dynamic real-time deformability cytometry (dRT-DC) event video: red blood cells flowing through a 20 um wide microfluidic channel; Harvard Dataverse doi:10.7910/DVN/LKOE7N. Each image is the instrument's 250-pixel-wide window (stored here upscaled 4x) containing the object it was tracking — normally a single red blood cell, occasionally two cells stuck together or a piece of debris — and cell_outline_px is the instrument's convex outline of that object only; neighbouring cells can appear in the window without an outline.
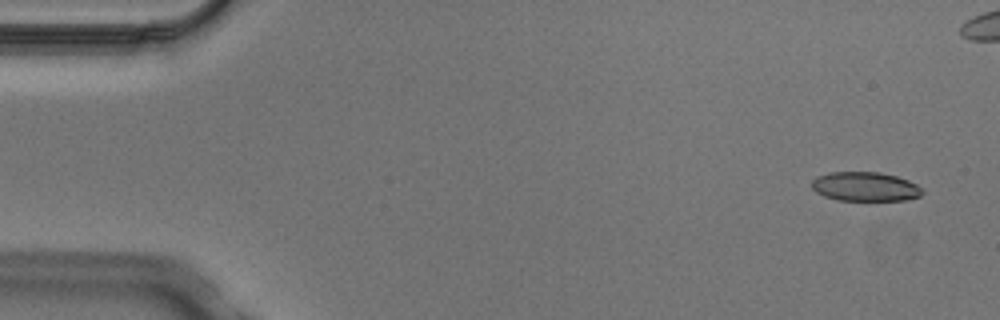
{"species": "Egyptian fruit bat (a non-hibernating species)", "species_latin": "Rousettus aegyptiacus", "temperature_condition": "cold", "stored_images_in_passage": 8, "camera_frame_rate_fps": 3000, "um_per_image_px": 0.085, "animal": {"sex": "male"}, "frame": {"image": 1, "passage_image": 1, "time_ms": 0.0, "image_size_px": [1000, 320], "cell_outline_px": [[924, 192], [920, 196], [904, 200], [836, 200], [824, 196], [816, 192], [812, 188], [812, 180], [816, 176], [832, 172], [880, 172], [896, 176], [908, 180], [924, 188]], "centroid_in_image_um": [73.55, 15.86], "position_along_channel_um": 11.5, "area_um2": 18.9}}
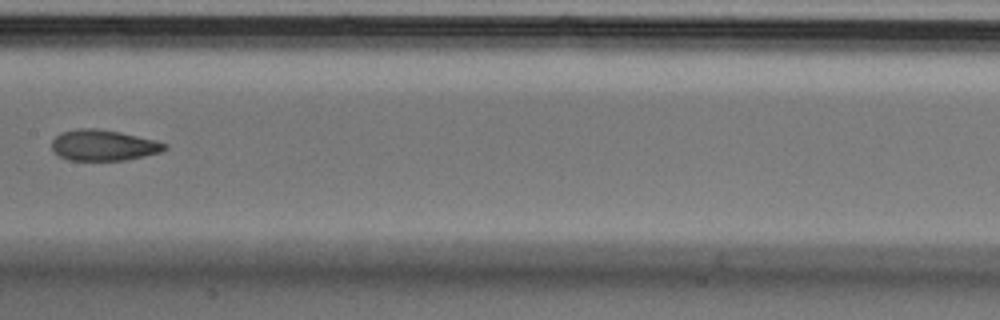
{"frame": {"image": 2, "passage_image": 7, "time_ms": 2.0, "image_size_px": [1000, 320], "cell_outline_px": [[168, 148], [160, 152], [128, 160], [68, 160], [52, 152], [52, 140], [60, 132], [76, 128], [96, 128], [120, 132], [156, 140], [168, 144]], "centroid_in_image_um": [8.78, 12.34], "position_along_channel_um": 198.6, "area_um2": 20.52}}
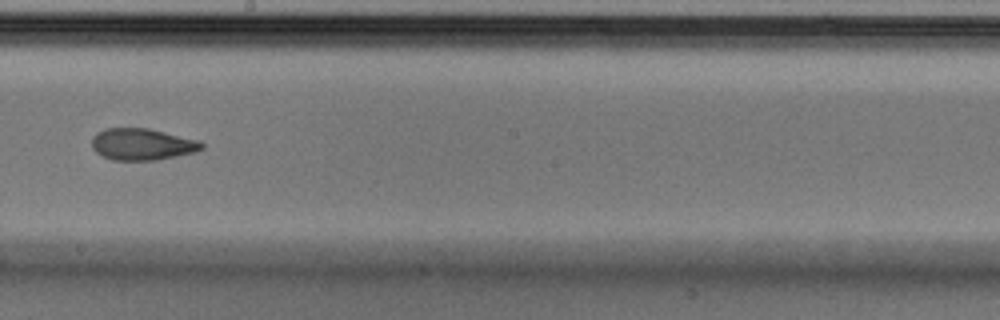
{"frame": {"image": 3, "passage_image": 8, "time_ms": 2.333, "image_size_px": [1000, 320], "cell_outline_px": [[204, 148], [196, 152], [156, 160], [112, 160], [96, 152], [92, 148], [92, 136], [96, 132], [104, 128], [148, 128], [200, 140], [204, 144]], "centroid_in_image_um": [12.09, 12.25], "position_along_channel_um": 236.1, "area_um2": 20.46}}